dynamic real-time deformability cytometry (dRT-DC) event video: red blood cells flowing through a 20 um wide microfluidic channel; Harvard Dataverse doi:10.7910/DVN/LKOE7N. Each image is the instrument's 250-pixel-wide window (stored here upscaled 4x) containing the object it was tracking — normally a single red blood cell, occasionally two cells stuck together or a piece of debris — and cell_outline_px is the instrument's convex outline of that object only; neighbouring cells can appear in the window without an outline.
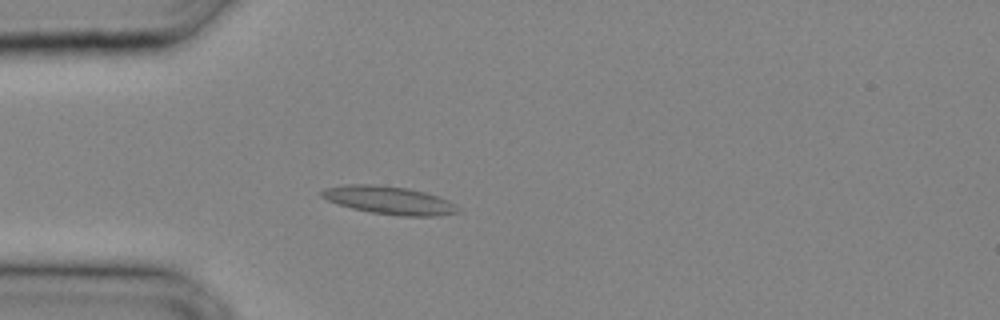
{"species": "common noctule bat (a hibernating species)", "species_latin": "Nyctalus noctula", "temperature_condition": "cold", "stored_images_in_passage": 30, "camera_frame_rate_fps": 3000, "um_per_image_px": 0.085, "animal": {"sex": "male", "body_mass_g": 20.4}, "frame": {"image": 1, "passage_image": 8, "time_ms": 2.333, "image_size_px": [1000, 320], "cell_outline_px": [[460, 212], [440, 216], [400, 216], [372, 212], [352, 208], [328, 200], [320, 196], [320, 192], [324, 188], [344, 184], [372, 184], [408, 188], [424, 192], [448, 200], [460, 208]], "centroid_in_image_um": [33.09, 17.02], "position_along_channel_um": 51.9, "area_um2": 22.2}}
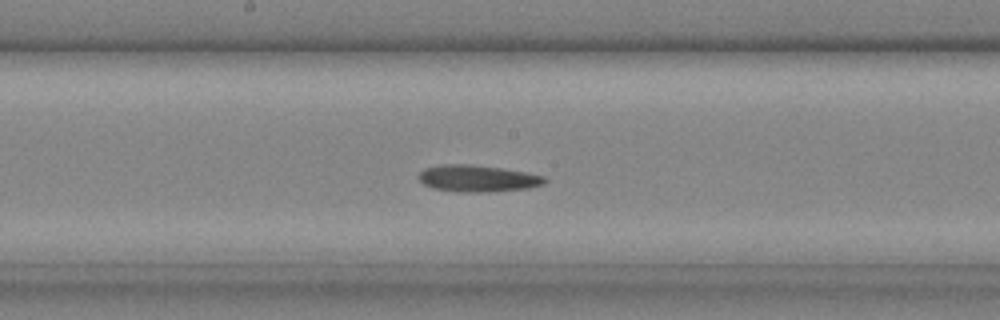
{"frame": {"image": 2, "passage_image": 16, "time_ms": 5.0, "image_size_px": [1000, 320], "cell_outline_px": [[548, 180], [544, 184], [528, 188], [480, 192], [460, 192], [432, 188], [424, 184], [416, 176], [424, 168], [444, 164], [472, 164], [500, 168], [524, 172], [544, 176]], "centroid_in_image_um": [40.56, 15.16], "position_along_channel_um": 207.6, "area_um2": 19.54}}
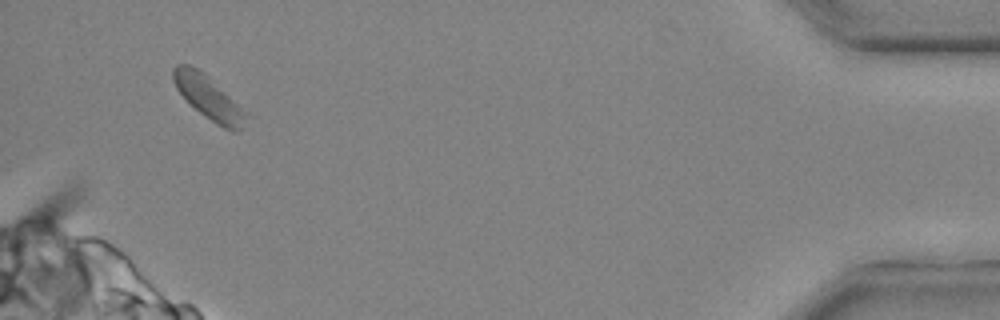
{"frame": {"image": 3, "passage_image": 29, "time_ms": 9.333, "image_size_px": [1000, 320], "cell_outline_px": [[244, 116], [240, 128], [236, 132], [232, 132], [216, 124], [204, 116], [176, 88], [172, 80], [172, 68], [176, 64], [188, 64], [200, 68], [236, 104]], "centroid_in_image_um": [17.6, 8.22], "position_along_channel_um": 417.6, "area_um2": 17.46}}